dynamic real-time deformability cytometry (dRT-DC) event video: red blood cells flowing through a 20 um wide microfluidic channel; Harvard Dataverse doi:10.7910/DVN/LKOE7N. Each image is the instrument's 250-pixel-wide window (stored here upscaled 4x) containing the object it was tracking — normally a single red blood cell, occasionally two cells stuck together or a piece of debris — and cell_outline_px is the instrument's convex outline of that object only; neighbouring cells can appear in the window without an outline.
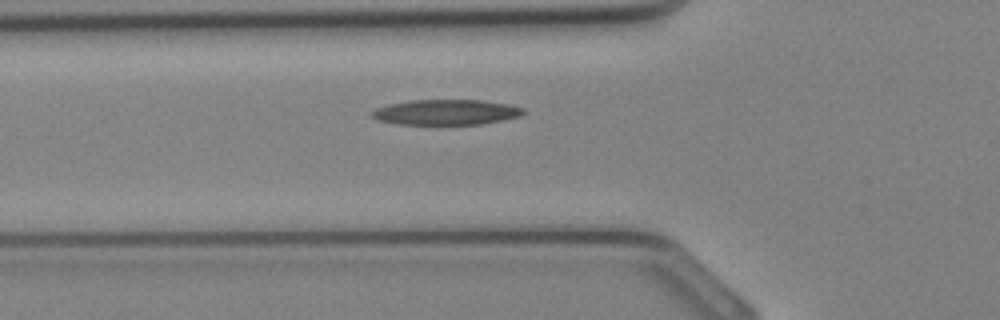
{"species": "Egyptian fruit bat (a non-hibernating species)", "species_latin": "Rousettus aegyptiacus", "temperature_condition": "cold", "stored_images_in_passage": 24, "camera_frame_rate_fps": 3000, "um_per_image_px": 0.085, "animal": {"sex": "female"}, "frame": {"image": 1, "passage_image": 2, "time_ms": 0.333, "image_size_px": [1000, 320], "cell_outline_px": [[524, 112], [520, 116], [504, 120], [480, 124], [440, 128], [396, 124], [376, 120], [372, 116], [372, 112], [376, 108], [388, 104], [412, 100], [480, 100], [508, 104], [524, 108]], "centroid_in_image_um": [37.87, 9.59], "position_along_channel_um": 87.9, "area_um2": 23.52}}
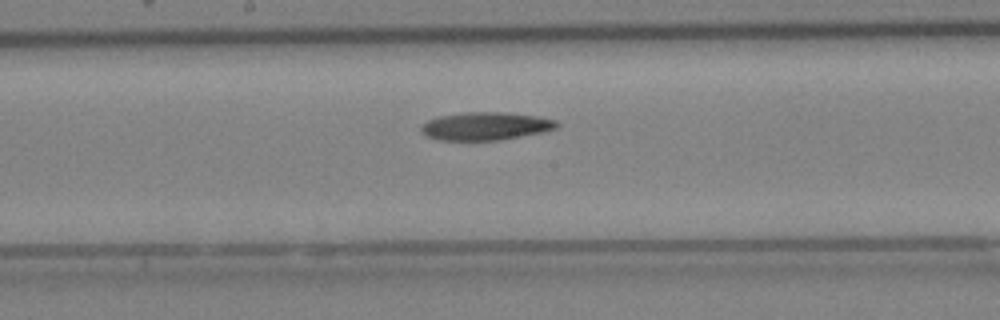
{"frame": {"image": 2, "passage_image": 8, "time_ms": 2.333, "image_size_px": [1000, 320], "cell_outline_px": [[560, 124], [556, 128], [544, 132], [500, 140], [436, 140], [428, 136], [420, 128], [428, 120], [440, 116], [464, 112], [508, 112], [536, 116], [556, 120]], "centroid_in_image_um": [41.32, 10.72], "position_along_channel_um": 206.9, "area_um2": 22.08}}
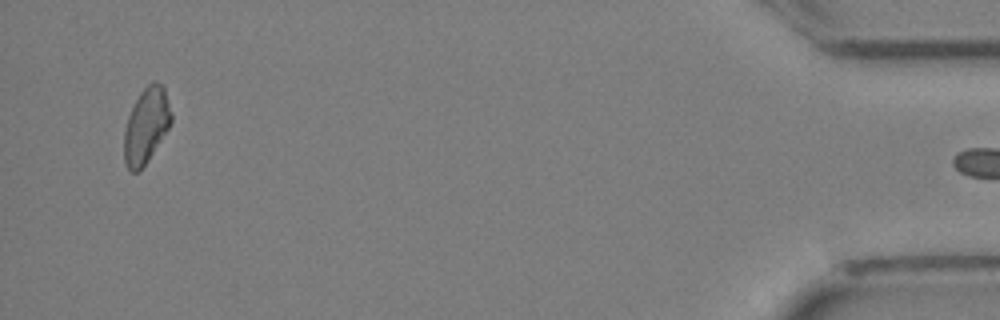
{"frame": {"image": 3, "passage_image": 23, "time_ms": 7.333, "image_size_px": [1000, 320], "cell_outline_px": [[172, 120], [168, 128], [148, 160], [140, 172], [132, 172], [124, 164], [124, 128], [128, 116], [140, 92], [152, 80], [156, 80], [164, 84], [172, 112]], "centroid_in_image_um": [12.43, 10.65], "position_along_channel_um": 422.8, "area_um2": 20.92}}